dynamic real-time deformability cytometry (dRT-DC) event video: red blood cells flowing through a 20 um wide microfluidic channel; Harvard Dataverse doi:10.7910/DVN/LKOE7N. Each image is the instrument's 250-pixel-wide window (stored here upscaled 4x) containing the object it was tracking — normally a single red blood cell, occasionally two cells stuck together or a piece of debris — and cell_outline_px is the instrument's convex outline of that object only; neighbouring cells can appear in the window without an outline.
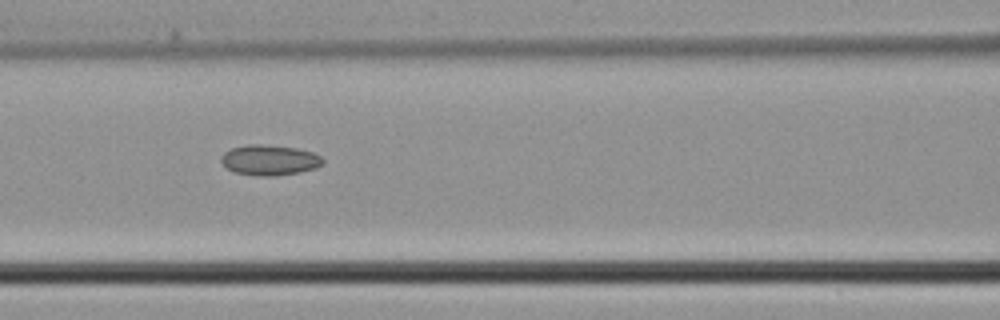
{"species": "common noctule bat (a hibernating species)", "species_latin": "Nyctalus noctula", "temperature_condition": "cold", "stored_images_in_passage": 6, "camera_frame_rate_fps": 3000, "um_per_image_px": 0.085, "animal": {"sex": "male", "body_mass_g": 21.5, "forearm_length_mm": 52.0}, "frame": {"image": 1, "passage_image": 5, "time_ms": 1.333, "image_size_px": [1000, 320], "cell_outline_px": [[324, 160], [316, 168], [300, 172], [276, 176], [260, 176], [236, 172], [228, 168], [220, 160], [220, 156], [224, 152], [232, 148], [248, 144], [260, 144], [296, 148], [312, 152], [320, 156]], "centroid_in_image_um": [22.9, 13.6], "position_along_channel_um": 143.7, "area_um2": 17.86}}
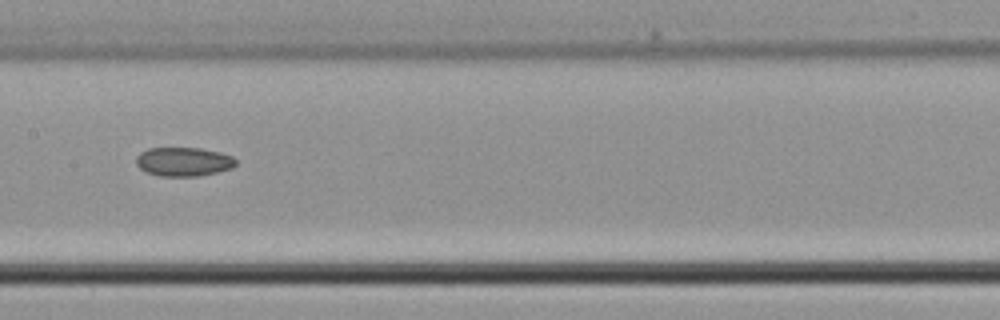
{"frame": {"image": 2, "passage_image": 6, "time_ms": 1.667, "image_size_px": [1000, 320], "cell_outline_px": [[236, 164], [232, 168], [216, 172], [196, 176], [160, 176], [148, 172], [140, 168], [136, 164], [136, 156], [140, 152], [148, 148], [200, 148], [220, 152], [232, 156], [236, 160]], "centroid_in_image_um": [15.59, 13.73], "position_along_channel_um": 191.8, "area_um2": 16.76}}